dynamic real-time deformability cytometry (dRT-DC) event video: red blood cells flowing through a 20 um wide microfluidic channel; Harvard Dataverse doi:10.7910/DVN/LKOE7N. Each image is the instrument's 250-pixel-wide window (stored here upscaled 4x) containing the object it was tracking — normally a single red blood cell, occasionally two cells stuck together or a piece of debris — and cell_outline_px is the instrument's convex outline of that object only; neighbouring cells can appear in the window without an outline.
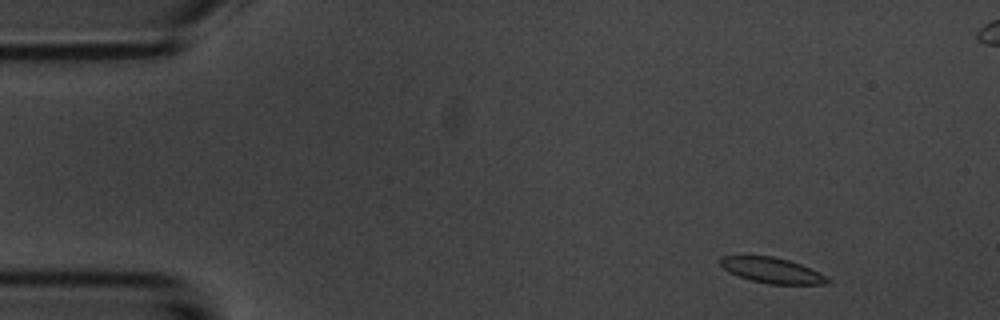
{"species": "common noctule bat (a hibernating species)", "species_latin": "Nyctalus noctula", "temperature_condition": "room temperature", "stored_images_in_passage": 5, "camera_frame_rate_fps": 3000, "um_per_image_px": 0.085, "animal": {"sex": "male", "body_mass_g": 20.1, "forearm_length_mm": 53.5}, "frame": {"image": 1, "passage_image": 1, "time_ms": 0.0, "image_size_px": [1000, 320], "cell_outline_px": [[832, 280], [828, 284], [768, 284], [752, 280], [728, 272], [720, 264], [720, 256], [772, 256], [788, 260], [800, 264]], "centroid_in_image_um": [65.6, 22.98], "position_along_channel_um": 19.4, "area_um2": 15.61}}